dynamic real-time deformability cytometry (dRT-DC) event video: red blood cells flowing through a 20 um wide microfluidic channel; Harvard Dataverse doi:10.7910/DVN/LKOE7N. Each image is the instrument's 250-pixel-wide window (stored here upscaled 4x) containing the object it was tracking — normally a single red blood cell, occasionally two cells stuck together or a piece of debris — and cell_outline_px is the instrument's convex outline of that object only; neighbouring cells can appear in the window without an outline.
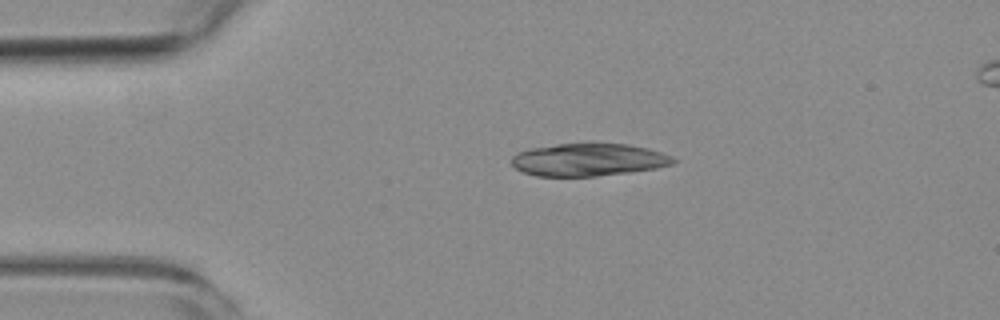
{"species": "common noctule bat (a hibernating species)", "species_latin": "Nyctalus noctula", "temperature_condition": "room temperature", "stored_images_in_passage": 2, "camera_frame_rate_fps": 3000, "um_per_image_px": 0.085, "animal": {"sex": "female", "body_mass_g": 19.3, "forearm_length_mm": 54.1}, "frame": {"image": 1, "passage_image": 1, "time_ms": 0.0, "image_size_px": [1000, 320], "cell_outline_px": [[676, 160], [672, 164], [656, 168], [628, 172], [596, 176], [536, 176], [524, 172], [516, 168], [512, 164], [512, 156], [516, 152], [528, 148], [556, 144], [588, 140], [592, 140], [628, 144], [648, 148], [672, 156]], "centroid_in_image_um": [50.0, 13.52], "position_along_channel_um": 35.0, "area_um2": 31.67}}